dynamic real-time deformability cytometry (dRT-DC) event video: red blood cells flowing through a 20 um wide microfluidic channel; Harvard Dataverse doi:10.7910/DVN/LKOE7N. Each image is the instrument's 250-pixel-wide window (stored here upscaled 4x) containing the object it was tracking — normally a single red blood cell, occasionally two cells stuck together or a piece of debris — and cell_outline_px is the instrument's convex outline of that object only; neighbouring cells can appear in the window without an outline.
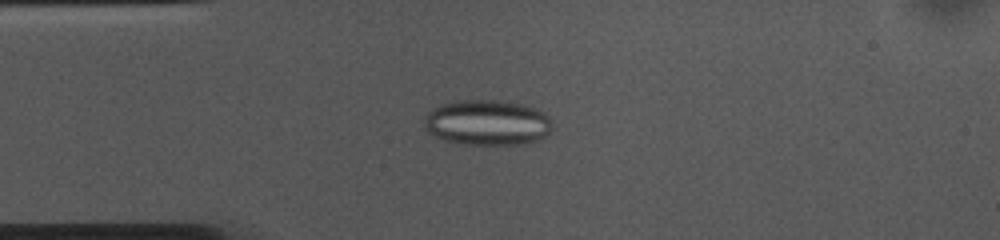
{"species": "common noctule bat (a hibernating species)", "species_latin": "Nyctalus noctula", "temperature_condition": "cold", "stored_images_in_passage": 53, "camera_frame_rate_fps": 3000, "um_per_image_px": 0.085, "animal": {"sex": "female", "body_mass_g": 10.0, "forearm_length_mm": 53.1}, "frame": {"image": 1, "passage_image": 12, "time_ms": 3.667, "image_size_px": [1000, 240], "cell_outline_px": [[552, 128], [548, 136], [524, 144], [460, 144], [444, 140], [428, 132], [424, 124], [424, 116], [432, 108], [440, 104], [456, 100], [496, 100], [520, 104], [532, 108], [548, 116], [552, 124]], "centroid_in_image_um": [41.38, 10.42], "position_along_channel_um": 43.6, "area_um2": 33.93}}
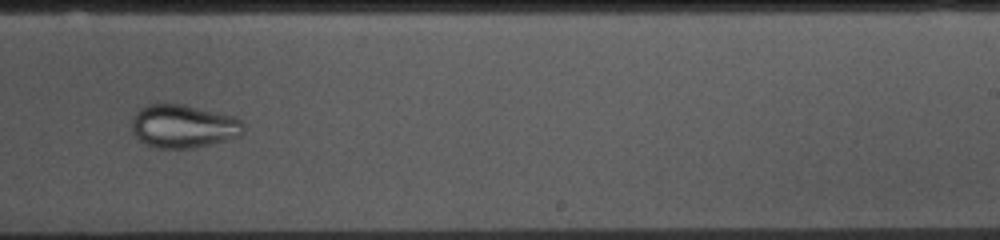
{"frame": {"image": 2, "passage_image": 32, "time_ms": 10.333, "image_size_px": [1000, 240], "cell_outline_px": [[244, 132], [240, 136], [212, 144], [192, 148], [156, 148], [140, 140], [132, 132], [132, 116], [136, 108], [148, 104], [184, 104], [236, 116], [244, 120]], "centroid_in_image_um": [15.6, 10.71], "position_along_channel_um": 273.4, "area_um2": 28.67}}
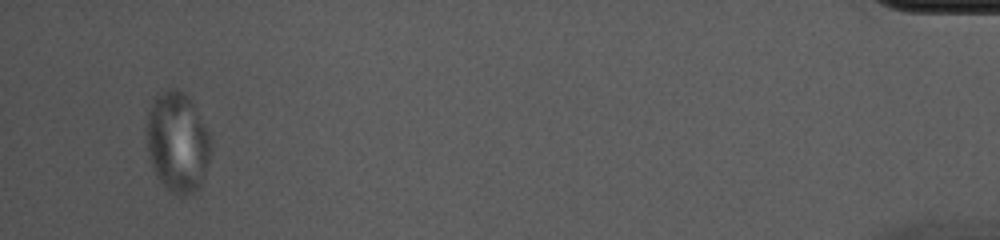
{"frame": {"image": 3, "passage_image": 51, "time_ms": 16.667, "image_size_px": [1000, 240], "cell_outline_px": [[212, 144], [204, 176], [200, 188], [192, 192], [180, 196], [172, 192], [156, 176], [152, 164], [148, 148], [148, 112], [156, 96], [160, 92], [168, 88], [176, 88], [184, 92], [192, 100], [208, 132]], "centroid_in_image_um": [15.11, 12.05], "position_along_channel_um": 420.1, "area_um2": 37.05}}